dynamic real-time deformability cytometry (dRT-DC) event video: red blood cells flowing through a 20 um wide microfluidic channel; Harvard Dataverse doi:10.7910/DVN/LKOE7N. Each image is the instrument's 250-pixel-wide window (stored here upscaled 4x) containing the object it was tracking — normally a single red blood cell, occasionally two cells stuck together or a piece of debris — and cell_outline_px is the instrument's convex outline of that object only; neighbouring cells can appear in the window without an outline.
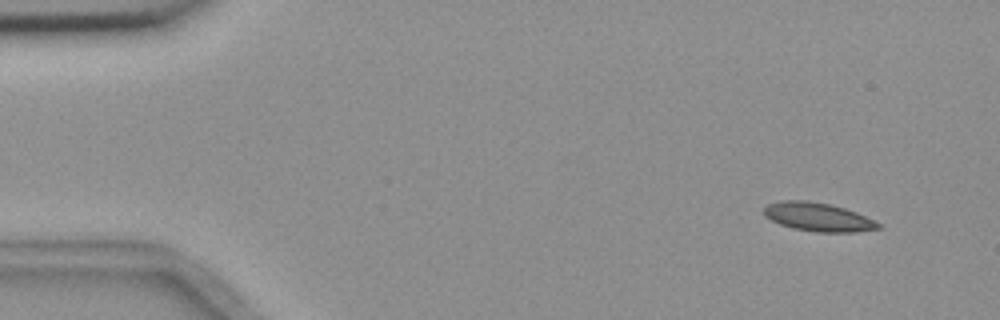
{"species": "common noctule bat (a hibernating species)", "species_latin": "Nyctalus noctula", "temperature_condition": "room temperature", "stored_images_in_passage": 4, "camera_frame_rate_fps": 3000, "um_per_image_px": 0.085, "animal": {"sex": "female", "body_mass_g": 18.4}, "frame": {"image": 1, "passage_image": 1, "time_ms": 0.0, "image_size_px": [1000, 320], "cell_outline_px": [[880, 228], [856, 232], [816, 232], [792, 228], [780, 224], [764, 216], [764, 208], [768, 204], [780, 200], [808, 200], [828, 204], [844, 208], [856, 212], [880, 224]], "centroid_in_image_um": [69.49, 18.44], "position_along_channel_um": 15.5, "area_um2": 18.9}}
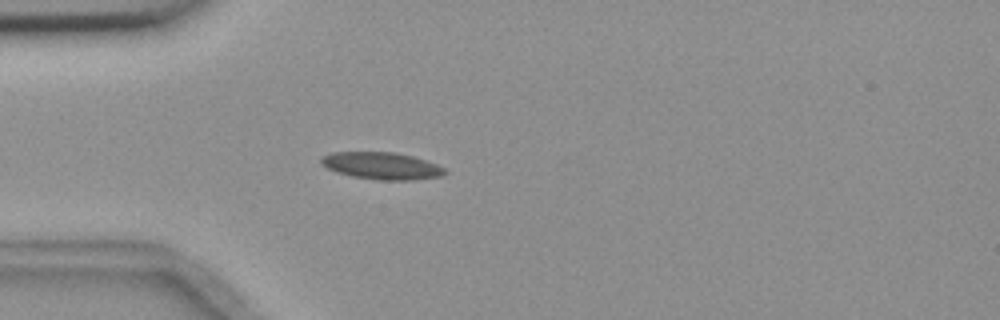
{"frame": {"image": 2, "passage_image": 4, "time_ms": 3.667, "image_size_px": [1000, 320], "cell_outline_px": [[448, 172], [440, 176], [412, 180], [380, 180], [352, 176], [336, 172], [320, 164], [320, 160], [324, 156], [332, 152], [392, 152], [412, 156], [436, 164], [444, 168]], "centroid_in_image_um": [32.43, 14.09], "position_along_channel_um": 52.6, "area_um2": 19.36}}